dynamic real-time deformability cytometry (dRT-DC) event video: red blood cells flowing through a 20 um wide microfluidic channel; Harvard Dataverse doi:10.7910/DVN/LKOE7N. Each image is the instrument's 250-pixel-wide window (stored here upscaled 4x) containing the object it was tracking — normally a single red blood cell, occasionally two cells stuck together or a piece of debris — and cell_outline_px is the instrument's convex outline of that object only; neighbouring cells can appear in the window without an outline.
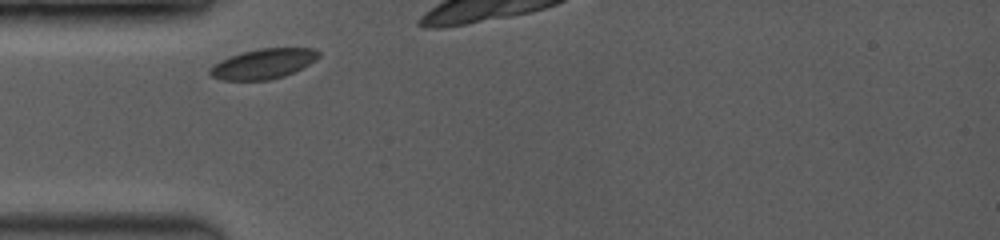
{"species": "common noctule bat (a hibernating species)", "species_latin": "Nyctalus noctula", "temperature_condition": "room temperature", "stored_images_in_passage": 8, "camera_frame_rate_fps": 3500, "um_per_image_px": 0.085, "animal": {"sex": "female", "body_mass_g": 19.0, "forearm_length_mm": 53.3}, "frame": {"image": 1, "passage_image": 1, "time_ms": 0.0, "image_size_px": [1000, 240], "cell_outline_px": [[320, 56], [316, 60], [284, 76], [268, 80], [220, 80], [212, 76], [208, 72], [220, 60], [240, 52], [260, 48], [312, 48], [320, 52]], "centroid_in_image_um": [22.38, 5.41], "position_along_channel_um": 62.6, "area_um2": 18.84}}
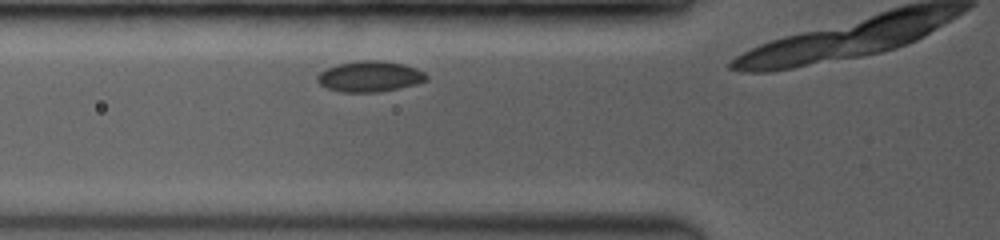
{"frame": {"image": 2, "passage_image": 4, "time_ms": 0.857, "image_size_px": [1000, 240], "cell_outline_px": [[428, 80], [416, 84], [400, 88], [380, 92], [340, 92], [328, 88], [320, 84], [316, 80], [316, 76], [320, 72], [328, 68], [340, 64], [360, 60], [376, 60], [404, 64], [416, 68], [424, 72], [428, 76]], "centroid_in_image_um": [31.46, 6.51], "position_along_channel_um": 94.3, "area_um2": 19.54}}